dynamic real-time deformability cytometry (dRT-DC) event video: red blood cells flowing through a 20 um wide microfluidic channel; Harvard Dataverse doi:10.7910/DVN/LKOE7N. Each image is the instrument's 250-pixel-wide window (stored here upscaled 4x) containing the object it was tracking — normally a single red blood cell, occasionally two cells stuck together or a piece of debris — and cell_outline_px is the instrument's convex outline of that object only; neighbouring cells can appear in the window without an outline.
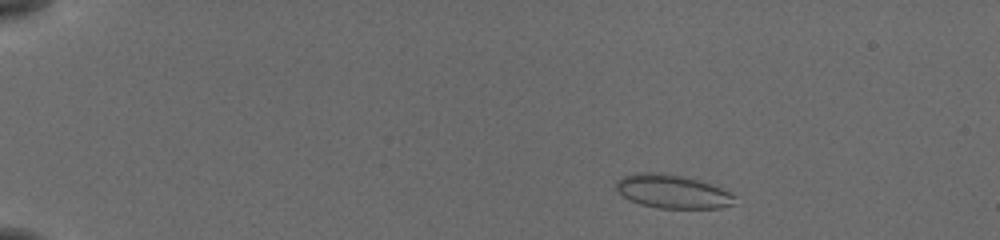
{"species": "common noctule bat (a hibernating species)", "species_latin": "Nyctalus noctula", "temperature_condition": "cold", "stored_images_in_passage": 52, "camera_frame_rate_fps": 3000, "um_per_image_px": 0.085, "animal": {"sex": "female", "body_mass_g": 19.5, "forearm_length_mm": 54.1}, "frame": {"image": 1, "passage_image": 6, "time_ms": 1.667, "image_size_px": [1000, 240], "cell_outline_px": [[736, 196], [732, 204], [720, 208], [660, 208], [640, 204], [628, 200], [616, 188], [616, 184], [624, 176], [636, 172], [660, 172], [680, 176], [696, 180], [720, 188]], "centroid_in_image_um": [57.13, 16.28], "position_along_channel_um": 27.9, "area_um2": 22.77}}
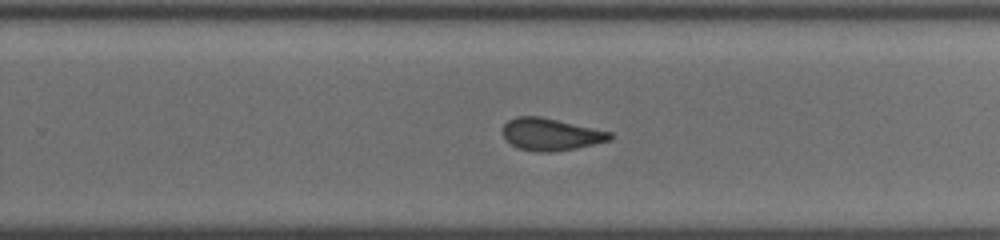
{"frame": {"image": 2, "passage_image": 34, "time_ms": 11.0, "image_size_px": [1000, 240], "cell_outline_px": [[612, 140], [576, 148], [552, 152], [536, 152], [520, 148], [512, 144], [504, 136], [504, 124], [508, 120], [516, 116], [540, 116], [612, 132]], "centroid_in_image_um": [46.84, 11.41], "position_along_channel_um": 283.0, "area_um2": 19.94}}
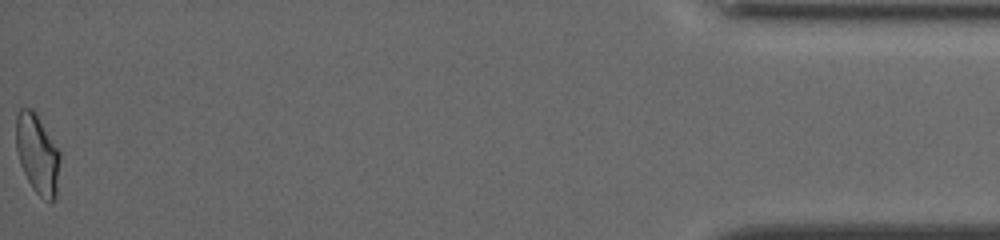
{"frame": {"image": 3, "passage_image": 52, "time_ms": 17.0, "image_size_px": [1000, 240], "cell_outline_px": [[60, 156], [56, 196], [52, 200], [48, 200], [40, 196], [32, 188], [20, 164], [16, 148], [16, 116], [20, 108], [32, 108], [36, 112], [60, 152]], "centroid_in_image_um": [3.17, 13.05], "position_along_channel_um": 432.0, "area_um2": 20.23}, "authors_computed_cell_mechanics": {"area_um2": 20.9814, "velocity_mm_per_s": 3.8183, "shape_relaxation_time_tau1_ms": null, "shape_relaxation_time_tau2_ms": 1.8962, "deformation_change_tau1": null, "deformation_change_tau2": 0.0772}}